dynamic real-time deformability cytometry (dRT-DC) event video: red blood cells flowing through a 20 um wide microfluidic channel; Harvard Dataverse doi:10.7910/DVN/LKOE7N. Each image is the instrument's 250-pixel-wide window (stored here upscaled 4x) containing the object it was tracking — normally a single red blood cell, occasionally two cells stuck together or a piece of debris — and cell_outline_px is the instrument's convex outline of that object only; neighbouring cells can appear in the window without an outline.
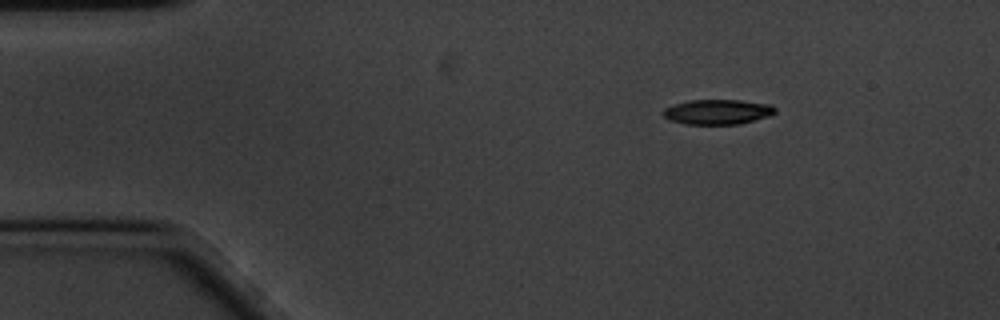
{"species": "common noctule bat (a hibernating species)", "species_latin": "Nyctalus noctula", "temperature_condition": "cold", "stored_images_in_passage": 51, "camera_frame_rate_fps": 3000, "um_per_image_px": 0.085, "animal": {"sex": "male", "body_mass_g": 20.1, "forearm_length_mm": 53.5}, "frame": {"image": 1, "passage_image": 1, "time_ms": 0.0, "image_size_px": [1000, 320], "cell_outline_px": [[776, 112], [772, 116], [740, 124], [684, 124], [672, 120], [664, 116], [664, 108], [688, 100], [740, 100], [772, 104], [776, 108]], "centroid_in_image_um": [61.08, 9.51], "position_along_channel_um": 23.9, "area_um2": 16.36}}
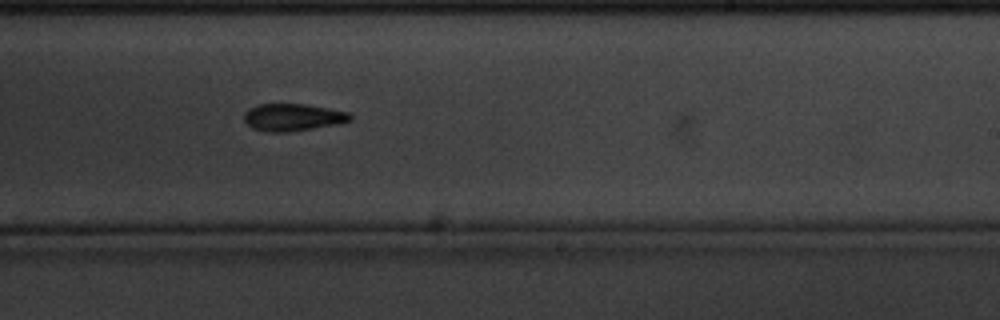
{"frame": {"image": 2, "passage_image": 28, "time_ms": 9.0, "image_size_px": [1000, 320], "cell_outline_px": [[352, 120], [336, 124], [288, 132], [268, 132], [252, 128], [244, 120], [244, 112], [248, 108], [256, 104], [304, 104], [328, 108], [348, 112], [352, 116]], "centroid_in_image_um": [24.85, 9.96], "position_along_channel_um": 264.2, "area_um2": 16.82}}
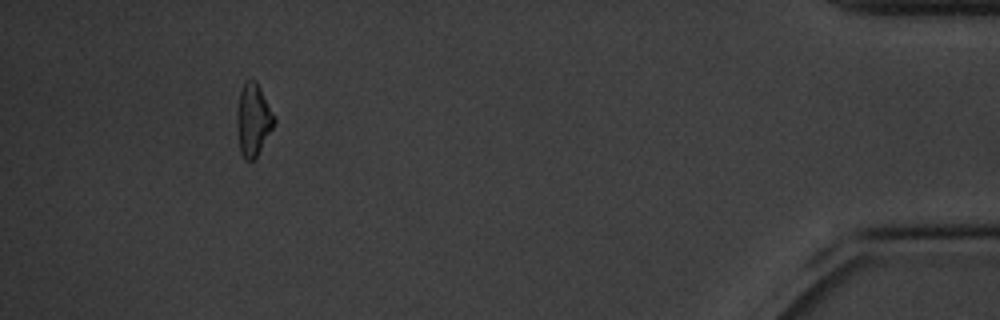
{"frame": {"image": 3, "passage_image": 47, "time_ms": 15.333, "image_size_px": [1000, 320], "cell_outline_px": [[276, 120], [272, 128], [256, 156], [252, 160], [248, 160], [240, 152], [236, 124], [236, 112], [240, 92], [244, 80], [252, 76], [256, 80], [276, 116]], "centroid_in_image_um": [21.51, 10.08], "position_along_channel_um": 413.7, "area_um2": 15.84}, "authors_computed_cell_mechanics": {"area_um2": 16.7042, "velocity_mm_per_s": 3.3822, "shape_relaxation_time_tau1_ms": 2.5985, "shape_relaxation_time_tau2_ms": null, "deformation_change_tau1": 0.1493, "deformation_change_tau2": null}}